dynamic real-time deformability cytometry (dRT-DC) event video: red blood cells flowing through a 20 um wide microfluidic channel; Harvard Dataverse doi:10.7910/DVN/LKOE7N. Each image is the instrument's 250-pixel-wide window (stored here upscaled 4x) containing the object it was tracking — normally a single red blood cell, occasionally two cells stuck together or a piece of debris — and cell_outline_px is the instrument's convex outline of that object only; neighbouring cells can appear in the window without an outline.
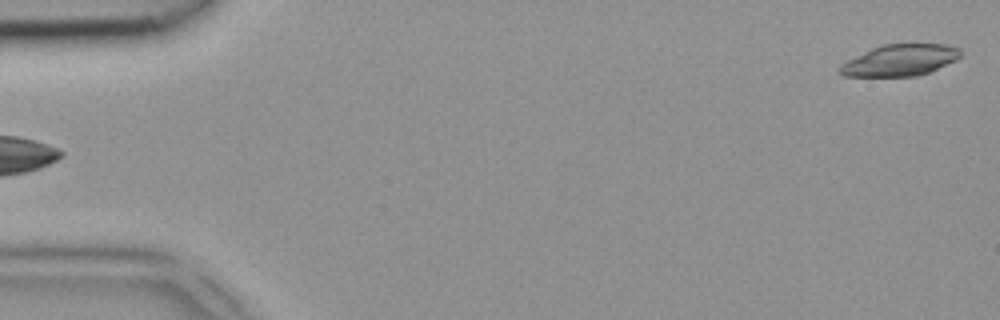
{"species": "common noctule bat (a hibernating species)", "species_latin": "Nyctalus noctula", "temperature_condition": "room temperature", "stored_images_in_passage": 4, "segment_of_instrument_passage": [2, 2], "camera_frame_rate_fps": 3000, "um_per_image_px": 0.085, "animal": {"sex": "female", "body_mass_g": 18.4}, "frame": {"image": 1, "passage_image": 4, "time_ms": 1.0, "image_size_px": [1000, 320], "cell_outline_px": [[960, 56], [956, 60], [928, 72], [916, 76], [844, 76], [836, 68], [840, 64], [872, 48], [884, 44], [944, 44], [960, 48]], "centroid_in_image_um": [76.48, 5.12], "position_along_channel_um": 8.5, "area_um2": 21.91}}